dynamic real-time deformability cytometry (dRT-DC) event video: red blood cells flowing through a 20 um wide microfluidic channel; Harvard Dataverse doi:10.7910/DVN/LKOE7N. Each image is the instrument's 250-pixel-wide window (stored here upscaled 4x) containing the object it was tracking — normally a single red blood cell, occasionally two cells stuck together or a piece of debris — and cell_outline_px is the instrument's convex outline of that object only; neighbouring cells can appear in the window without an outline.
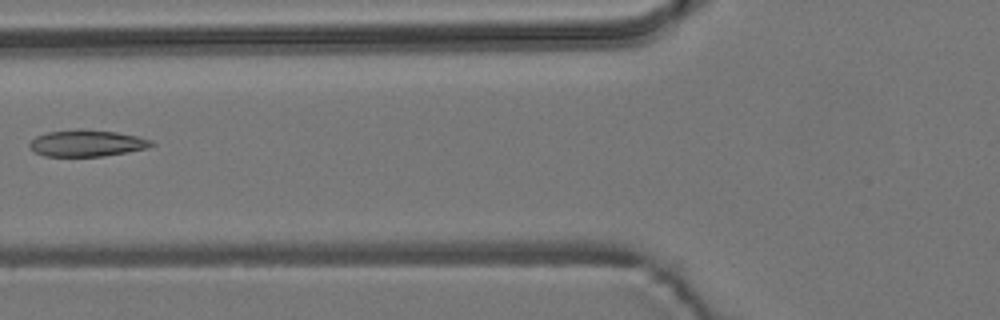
{"species": "common noctule bat (a hibernating species)", "species_latin": "Nyctalus noctula", "temperature_condition": "room temperature", "stored_images_in_passage": 6, "camera_frame_rate_fps": 3000, "um_per_image_px": 0.085, "animal": {"sex": "male", "body_mass_g": 19.2, "forearm_length_mm": 51.8}, "frame": {"image": 1, "passage_image": 6, "time_ms": 6.333, "image_size_px": [1000, 320], "cell_outline_px": [[156, 144], [148, 148], [128, 152], [104, 156], [44, 156], [36, 152], [28, 144], [36, 136], [48, 132], [76, 128], [80, 128], [116, 132], [136, 136], [152, 140]], "centroid_in_image_um": [7.41, 12.16], "position_along_channel_um": 118.4, "area_um2": 18.96}}